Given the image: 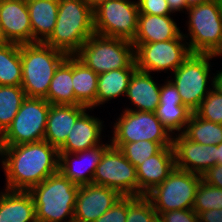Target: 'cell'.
I'll use <instances>...</instances> for the list:
<instances>
[{"label": "cell", "mask_w": 222, "mask_h": 222, "mask_svg": "<svg viewBox=\"0 0 222 222\" xmlns=\"http://www.w3.org/2000/svg\"><path fill=\"white\" fill-rule=\"evenodd\" d=\"M170 15L139 14L138 28L132 43H153L178 38L182 31Z\"/></svg>", "instance_id": "7402d4cb"}, {"label": "cell", "mask_w": 222, "mask_h": 222, "mask_svg": "<svg viewBox=\"0 0 222 222\" xmlns=\"http://www.w3.org/2000/svg\"><path fill=\"white\" fill-rule=\"evenodd\" d=\"M212 58L209 54L191 53L190 56L173 72L171 82L175 85L183 101L191 111H195L202 100L213 89L210 77ZM209 78L212 87L208 88Z\"/></svg>", "instance_id": "9c48e42d"}, {"label": "cell", "mask_w": 222, "mask_h": 222, "mask_svg": "<svg viewBox=\"0 0 222 222\" xmlns=\"http://www.w3.org/2000/svg\"><path fill=\"white\" fill-rule=\"evenodd\" d=\"M169 7H170V11L171 13H175V12H184L187 11L189 8V4L187 2V0H166ZM184 10V11H183Z\"/></svg>", "instance_id": "b9f144b4"}, {"label": "cell", "mask_w": 222, "mask_h": 222, "mask_svg": "<svg viewBox=\"0 0 222 222\" xmlns=\"http://www.w3.org/2000/svg\"><path fill=\"white\" fill-rule=\"evenodd\" d=\"M113 123V136L108 142L115 148L140 140L157 142L162 147L173 146V135L154 112L124 110Z\"/></svg>", "instance_id": "52a82bcc"}, {"label": "cell", "mask_w": 222, "mask_h": 222, "mask_svg": "<svg viewBox=\"0 0 222 222\" xmlns=\"http://www.w3.org/2000/svg\"><path fill=\"white\" fill-rule=\"evenodd\" d=\"M159 222H199L198 214L193 209H179L160 213Z\"/></svg>", "instance_id": "74e56055"}, {"label": "cell", "mask_w": 222, "mask_h": 222, "mask_svg": "<svg viewBox=\"0 0 222 222\" xmlns=\"http://www.w3.org/2000/svg\"><path fill=\"white\" fill-rule=\"evenodd\" d=\"M187 12L189 33L182 35L190 51L210 54L222 37V0L190 5Z\"/></svg>", "instance_id": "8992f818"}, {"label": "cell", "mask_w": 222, "mask_h": 222, "mask_svg": "<svg viewBox=\"0 0 222 222\" xmlns=\"http://www.w3.org/2000/svg\"><path fill=\"white\" fill-rule=\"evenodd\" d=\"M151 74L138 69L134 71L126 91V97L134 108L124 110L155 112L160 101L161 85L154 81Z\"/></svg>", "instance_id": "ffe728a7"}, {"label": "cell", "mask_w": 222, "mask_h": 222, "mask_svg": "<svg viewBox=\"0 0 222 222\" xmlns=\"http://www.w3.org/2000/svg\"><path fill=\"white\" fill-rule=\"evenodd\" d=\"M75 56L96 74L127 68L134 60L131 41L94 33Z\"/></svg>", "instance_id": "5b68a950"}, {"label": "cell", "mask_w": 222, "mask_h": 222, "mask_svg": "<svg viewBox=\"0 0 222 222\" xmlns=\"http://www.w3.org/2000/svg\"><path fill=\"white\" fill-rule=\"evenodd\" d=\"M176 167L202 176L217 164V145H204L189 140L183 133L173 136Z\"/></svg>", "instance_id": "2e32d148"}, {"label": "cell", "mask_w": 222, "mask_h": 222, "mask_svg": "<svg viewBox=\"0 0 222 222\" xmlns=\"http://www.w3.org/2000/svg\"><path fill=\"white\" fill-rule=\"evenodd\" d=\"M45 99L53 105H76L72 85V55L56 69Z\"/></svg>", "instance_id": "4316f807"}, {"label": "cell", "mask_w": 222, "mask_h": 222, "mask_svg": "<svg viewBox=\"0 0 222 222\" xmlns=\"http://www.w3.org/2000/svg\"><path fill=\"white\" fill-rule=\"evenodd\" d=\"M83 105H50L45 137L53 147L59 149L66 141L74 123L86 110Z\"/></svg>", "instance_id": "44dd1931"}, {"label": "cell", "mask_w": 222, "mask_h": 222, "mask_svg": "<svg viewBox=\"0 0 222 222\" xmlns=\"http://www.w3.org/2000/svg\"><path fill=\"white\" fill-rule=\"evenodd\" d=\"M211 1H214V0H187L189 5L201 4V3L211 2Z\"/></svg>", "instance_id": "7dc6e473"}, {"label": "cell", "mask_w": 222, "mask_h": 222, "mask_svg": "<svg viewBox=\"0 0 222 222\" xmlns=\"http://www.w3.org/2000/svg\"><path fill=\"white\" fill-rule=\"evenodd\" d=\"M162 148L157 142L140 140L138 142L125 143L119 150L137 168L142 162L157 154Z\"/></svg>", "instance_id": "836d02e7"}, {"label": "cell", "mask_w": 222, "mask_h": 222, "mask_svg": "<svg viewBox=\"0 0 222 222\" xmlns=\"http://www.w3.org/2000/svg\"><path fill=\"white\" fill-rule=\"evenodd\" d=\"M98 74L72 55V85L76 105L92 110L96 108Z\"/></svg>", "instance_id": "d4e9b609"}, {"label": "cell", "mask_w": 222, "mask_h": 222, "mask_svg": "<svg viewBox=\"0 0 222 222\" xmlns=\"http://www.w3.org/2000/svg\"><path fill=\"white\" fill-rule=\"evenodd\" d=\"M0 36L2 42L31 44L32 28L26 0L0 2Z\"/></svg>", "instance_id": "5bb4252c"}, {"label": "cell", "mask_w": 222, "mask_h": 222, "mask_svg": "<svg viewBox=\"0 0 222 222\" xmlns=\"http://www.w3.org/2000/svg\"><path fill=\"white\" fill-rule=\"evenodd\" d=\"M126 217L127 196H123L95 222H126Z\"/></svg>", "instance_id": "d590c367"}, {"label": "cell", "mask_w": 222, "mask_h": 222, "mask_svg": "<svg viewBox=\"0 0 222 222\" xmlns=\"http://www.w3.org/2000/svg\"><path fill=\"white\" fill-rule=\"evenodd\" d=\"M202 180L214 187L222 188V165L216 164L209 168L202 174Z\"/></svg>", "instance_id": "ab89813d"}, {"label": "cell", "mask_w": 222, "mask_h": 222, "mask_svg": "<svg viewBox=\"0 0 222 222\" xmlns=\"http://www.w3.org/2000/svg\"><path fill=\"white\" fill-rule=\"evenodd\" d=\"M139 14L171 15L170 7L166 0H137Z\"/></svg>", "instance_id": "8d00e7d4"}, {"label": "cell", "mask_w": 222, "mask_h": 222, "mask_svg": "<svg viewBox=\"0 0 222 222\" xmlns=\"http://www.w3.org/2000/svg\"><path fill=\"white\" fill-rule=\"evenodd\" d=\"M176 167L173 146L163 147L137 168L138 196L146 195L161 184Z\"/></svg>", "instance_id": "ac0fdd59"}, {"label": "cell", "mask_w": 222, "mask_h": 222, "mask_svg": "<svg viewBox=\"0 0 222 222\" xmlns=\"http://www.w3.org/2000/svg\"><path fill=\"white\" fill-rule=\"evenodd\" d=\"M183 134L196 143L218 145L222 142V124L204 120L193 112Z\"/></svg>", "instance_id": "f1b7e54d"}, {"label": "cell", "mask_w": 222, "mask_h": 222, "mask_svg": "<svg viewBox=\"0 0 222 222\" xmlns=\"http://www.w3.org/2000/svg\"><path fill=\"white\" fill-rule=\"evenodd\" d=\"M123 196L116 190L87 184L79 187L74 222H95Z\"/></svg>", "instance_id": "9a60e30c"}, {"label": "cell", "mask_w": 222, "mask_h": 222, "mask_svg": "<svg viewBox=\"0 0 222 222\" xmlns=\"http://www.w3.org/2000/svg\"><path fill=\"white\" fill-rule=\"evenodd\" d=\"M137 69L135 60L127 67L104 72L98 75L96 107L126 95L130 78Z\"/></svg>", "instance_id": "484cf974"}, {"label": "cell", "mask_w": 222, "mask_h": 222, "mask_svg": "<svg viewBox=\"0 0 222 222\" xmlns=\"http://www.w3.org/2000/svg\"><path fill=\"white\" fill-rule=\"evenodd\" d=\"M79 187L60 172L32 187L36 222H74Z\"/></svg>", "instance_id": "3957f363"}, {"label": "cell", "mask_w": 222, "mask_h": 222, "mask_svg": "<svg viewBox=\"0 0 222 222\" xmlns=\"http://www.w3.org/2000/svg\"><path fill=\"white\" fill-rule=\"evenodd\" d=\"M184 40L181 34L168 41L132 43L137 69L148 73L169 70L174 72L192 53Z\"/></svg>", "instance_id": "7c38bea8"}, {"label": "cell", "mask_w": 222, "mask_h": 222, "mask_svg": "<svg viewBox=\"0 0 222 222\" xmlns=\"http://www.w3.org/2000/svg\"><path fill=\"white\" fill-rule=\"evenodd\" d=\"M67 56L42 42L21 44V87L26 97L45 98L56 69Z\"/></svg>", "instance_id": "277c9868"}, {"label": "cell", "mask_w": 222, "mask_h": 222, "mask_svg": "<svg viewBox=\"0 0 222 222\" xmlns=\"http://www.w3.org/2000/svg\"><path fill=\"white\" fill-rule=\"evenodd\" d=\"M103 123L98 117L90 116L86 109L74 123L65 143L58 149L59 153L73 154L101 145Z\"/></svg>", "instance_id": "d6986e66"}, {"label": "cell", "mask_w": 222, "mask_h": 222, "mask_svg": "<svg viewBox=\"0 0 222 222\" xmlns=\"http://www.w3.org/2000/svg\"><path fill=\"white\" fill-rule=\"evenodd\" d=\"M194 113L204 120L222 124V94L213 88Z\"/></svg>", "instance_id": "e575fe53"}, {"label": "cell", "mask_w": 222, "mask_h": 222, "mask_svg": "<svg viewBox=\"0 0 222 222\" xmlns=\"http://www.w3.org/2000/svg\"><path fill=\"white\" fill-rule=\"evenodd\" d=\"M92 184L112 188L122 196H138L136 167L112 145L103 152Z\"/></svg>", "instance_id": "4fadbf2b"}, {"label": "cell", "mask_w": 222, "mask_h": 222, "mask_svg": "<svg viewBox=\"0 0 222 222\" xmlns=\"http://www.w3.org/2000/svg\"><path fill=\"white\" fill-rule=\"evenodd\" d=\"M0 156L9 190L29 191L59 172V150L45 140L0 146Z\"/></svg>", "instance_id": "6da1fadb"}, {"label": "cell", "mask_w": 222, "mask_h": 222, "mask_svg": "<svg viewBox=\"0 0 222 222\" xmlns=\"http://www.w3.org/2000/svg\"><path fill=\"white\" fill-rule=\"evenodd\" d=\"M200 222H222V209H210L198 214Z\"/></svg>", "instance_id": "60d3db41"}, {"label": "cell", "mask_w": 222, "mask_h": 222, "mask_svg": "<svg viewBox=\"0 0 222 222\" xmlns=\"http://www.w3.org/2000/svg\"><path fill=\"white\" fill-rule=\"evenodd\" d=\"M192 209L197 214L210 209H222V188L214 187L201 179Z\"/></svg>", "instance_id": "d6a6232c"}, {"label": "cell", "mask_w": 222, "mask_h": 222, "mask_svg": "<svg viewBox=\"0 0 222 222\" xmlns=\"http://www.w3.org/2000/svg\"><path fill=\"white\" fill-rule=\"evenodd\" d=\"M126 222H159L158 214L146 195L127 196Z\"/></svg>", "instance_id": "1f68e13d"}, {"label": "cell", "mask_w": 222, "mask_h": 222, "mask_svg": "<svg viewBox=\"0 0 222 222\" xmlns=\"http://www.w3.org/2000/svg\"><path fill=\"white\" fill-rule=\"evenodd\" d=\"M94 11L97 7H99L101 4L106 3L109 0H84Z\"/></svg>", "instance_id": "f6af8a7d"}, {"label": "cell", "mask_w": 222, "mask_h": 222, "mask_svg": "<svg viewBox=\"0 0 222 222\" xmlns=\"http://www.w3.org/2000/svg\"><path fill=\"white\" fill-rule=\"evenodd\" d=\"M159 103H183L177 88L170 79L166 80V82L161 85Z\"/></svg>", "instance_id": "f35d334b"}, {"label": "cell", "mask_w": 222, "mask_h": 222, "mask_svg": "<svg viewBox=\"0 0 222 222\" xmlns=\"http://www.w3.org/2000/svg\"><path fill=\"white\" fill-rule=\"evenodd\" d=\"M210 57L213 59L214 57L222 56V37L218 45L213 49V51L209 54Z\"/></svg>", "instance_id": "ee69618b"}, {"label": "cell", "mask_w": 222, "mask_h": 222, "mask_svg": "<svg viewBox=\"0 0 222 222\" xmlns=\"http://www.w3.org/2000/svg\"><path fill=\"white\" fill-rule=\"evenodd\" d=\"M0 222H36V211L29 191H0Z\"/></svg>", "instance_id": "603a6c76"}, {"label": "cell", "mask_w": 222, "mask_h": 222, "mask_svg": "<svg viewBox=\"0 0 222 222\" xmlns=\"http://www.w3.org/2000/svg\"><path fill=\"white\" fill-rule=\"evenodd\" d=\"M94 33L93 10L84 0H59L54 30L43 43L75 55Z\"/></svg>", "instance_id": "7a4b0ae2"}, {"label": "cell", "mask_w": 222, "mask_h": 222, "mask_svg": "<svg viewBox=\"0 0 222 222\" xmlns=\"http://www.w3.org/2000/svg\"><path fill=\"white\" fill-rule=\"evenodd\" d=\"M50 105L45 98L26 97L11 125L0 136V146L44 140Z\"/></svg>", "instance_id": "ba28073f"}, {"label": "cell", "mask_w": 222, "mask_h": 222, "mask_svg": "<svg viewBox=\"0 0 222 222\" xmlns=\"http://www.w3.org/2000/svg\"><path fill=\"white\" fill-rule=\"evenodd\" d=\"M96 34L133 41L138 28V3L131 0H109L94 11Z\"/></svg>", "instance_id": "8fae6325"}, {"label": "cell", "mask_w": 222, "mask_h": 222, "mask_svg": "<svg viewBox=\"0 0 222 222\" xmlns=\"http://www.w3.org/2000/svg\"><path fill=\"white\" fill-rule=\"evenodd\" d=\"M217 164L222 165V142L217 145Z\"/></svg>", "instance_id": "bcb514c9"}, {"label": "cell", "mask_w": 222, "mask_h": 222, "mask_svg": "<svg viewBox=\"0 0 222 222\" xmlns=\"http://www.w3.org/2000/svg\"><path fill=\"white\" fill-rule=\"evenodd\" d=\"M216 72V75L213 73V88L222 94V70Z\"/></svg>", "instance_id": "7bdbcfd3"}, {"label": "cell", "mask_w": 222, "mask_h": 222, "mask_svg": "<svg viewBox=\"0 0 222 222\" xmlns=\"http://www.w3.org/2000/svg\"><path fill=\"white\" fill-rule=\"evenodd\" d=\"M32 28V43L44 42L53 32L59 0H26Z\"/></svg>", "instance_id": "cb8c5ba5"}, {"label": "cell", "mask_w": 222, "mask_h": 222, "mask_svg": "<svg viewBox=\"0 0 222 222\" xmlns=\"http://www.w3.org/2000/svg\"><path fill=\"white\" fill-rule=\"evenodd\" d=\"M110 145L111 143L104 144L102 142L101 145L92 149L77 153H59V172L71 180L75 185L83 186L92 184L102 154Z\"/></svg>", "instance_id": "e0dca14e"}, {"label": "cell", "mask_w": 222, "mask_h": 222, "mask_svg": "<svg viewBox=\"0 0 222 222\" xmlns=\"http://www.w3.org/2000/svg\"><path fill=\"white\" fill-rule=\"evenodd\" d=\"M154 113L162 125L174 136L175 132H177L176 134L184 132L193 111L183 103H159Z\"/></svg>", "instance_id": "f546056e"}, {"label": "cell", "mask_w": 222, "mask_h": 222, "mask_svg": "<svg viewBox=\"0 0 222 222\" xmlns=\"http://www.w3.org/2000/svg\"><path fill=\"white\" fill-rule=\"evenodd\" d=\"M201 179L199 174L175 167L170 175L146 196L158 215L171 210L192 209Z\"/></svg>", "instance_id": "30bf717a"}, {"label": "cell", "mask_w": 222, "mask_h": 222, "mask_svg": "<svg viewBox=\"0 0 222 222\" xmlns=\"http://www.w3.org/2000/svg\"><path fill=\"white\" fill-rule=\"evenodd\" d=\"M25 98L21 86L0 85V136L11 125Z\"/></svg>", "instance_id": "4dcf8cb0"}, {"label": "cell", "mask_w": 222, "mask_h": 222, "mask_svg": "<svg viewBox=\"0 0 222 222\" xmlns=\"http://www.w3.org/2000/svg\"><path fill=\"white\" fill-rule=\"evenodd\" d=\"M0 85H22V64L19 44L0 43Z\"/></svg>", "instance_id": "83f0119b"}]
</instances>
